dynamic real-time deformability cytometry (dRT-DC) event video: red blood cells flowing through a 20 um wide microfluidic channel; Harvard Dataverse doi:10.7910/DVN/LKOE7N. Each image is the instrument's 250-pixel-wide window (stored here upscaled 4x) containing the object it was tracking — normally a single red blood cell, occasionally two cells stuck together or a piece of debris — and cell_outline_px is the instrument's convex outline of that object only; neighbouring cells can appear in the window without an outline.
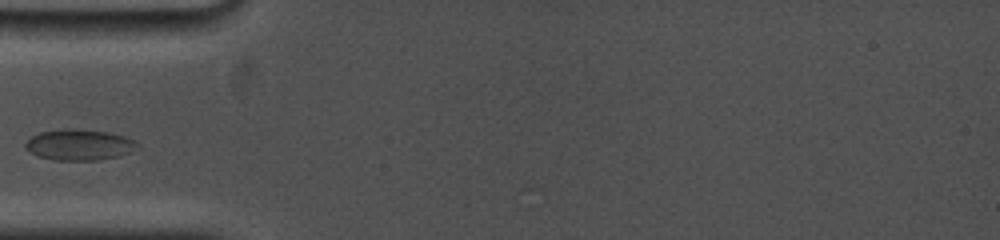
{"species": "common noctule bat (a hibernating species)", "species_latin": "Nyctalus noctula", "temperature_condition": "cold", "stored_images_in_passage": 25, "camera_frame_rate_fps": 5000, "um_per_image_px": 0.085, "animal": {"sex": "female", "body_mass_g": 19.0, "forearm_length_mm": 53.3}, "frame": {"image": 1, "passage_image": 1, "time_ms": 0.0, "image_size_px": [1000, 240], "cell_outline_px": [[140, 148], [120, 156], [100, 160], [56, 160], [40, 156], [24, 148], [24, 144], [32, 136], [40, 132], [68, 128], [72, 128], [108, 132], [124, 136], [136, 140], [140, 144]], "centroid_in_image_um": [6.8, 12.3], "position_along_channel_um": 78.2, "area_um2": 20.29}}
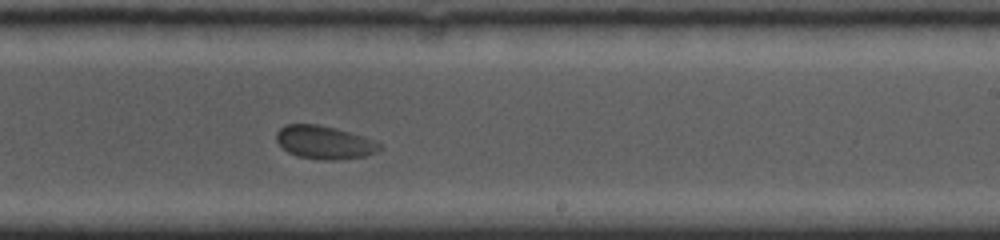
{"frame": {"image": 2, "passage_image": 11, "time_ms": 5.0, "image_size_px": [1000, 240], "cell_outline_px": [[384, 148], [368, 156], [336, 160], [320, 160], [296, 156], [288, 152], [276, 140], [276, 132], [284, 124], [316, 124], [336, 128], [380, 140], [384, 144]], "centroid_in_image_um": [27.67, 12.1], "position_along_channel_um": 261.3, "area_um2": 20.58}}
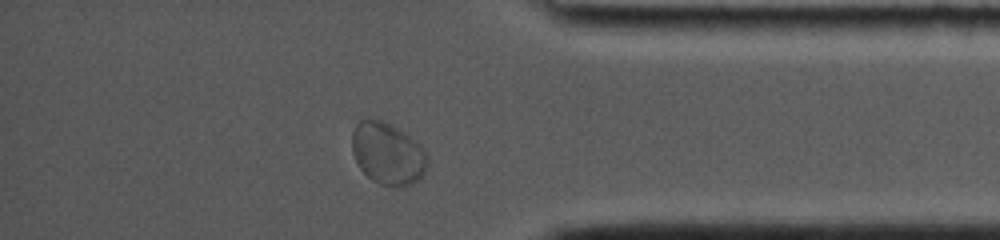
{"frame": {"image": 3, "passage_image": 22, "time_ms": 9.0, "image_size_px": [1000, 240], "cell_outline_px": [[428, 164], [424, 172], [412, 184], [380, 184], [372, 180], [360, 168], [352, 152], [352, 132], [356, 124], [360, 120], [372, 116], [404, 132], [420, 144], [428, 156]], "centroid_in_image_um": [32.93, 13.0], "position_along_channel_um": 402.3, "area_um2": 26.93}}